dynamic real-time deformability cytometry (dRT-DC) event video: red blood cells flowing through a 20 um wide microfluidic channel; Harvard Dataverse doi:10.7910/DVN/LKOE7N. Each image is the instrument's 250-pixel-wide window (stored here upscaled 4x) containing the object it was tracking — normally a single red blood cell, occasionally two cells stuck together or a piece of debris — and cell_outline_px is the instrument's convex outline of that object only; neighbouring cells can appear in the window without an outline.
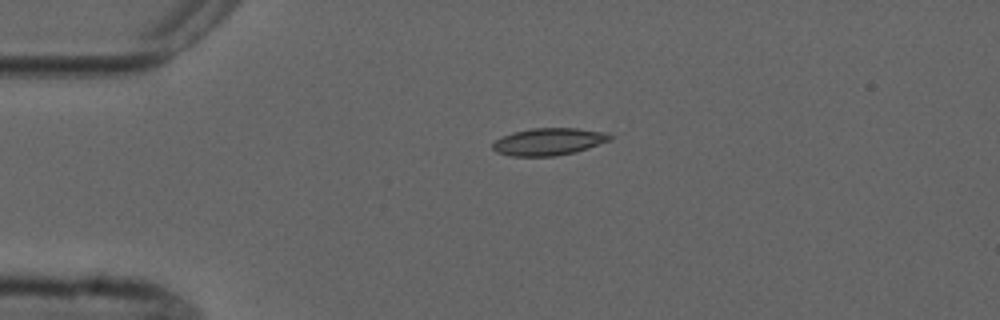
{"species": "common noctule bat (a hibernating species)", "species_latin": "Nyctalus noctula", "temperature_condition": "cold", "stored_images_in_passage": 4, "camera_frame_rate_fps": 3000, "um_per_image_px": 0.085, "animal": {"sex": "male", "forearm_length_mm": 52.5}, "frame": {"image": 1, "passage_image": 4, "time_ms": 3.667, "image_size_px": [1000, 320], "cell_outline_px": [[612, 140], [576, 152], [552, 156], [512, 156], [496, 152], [492, 148], [492, 144], [496, 140], [512, 132], [532, 128], [576, 128], [608, 132], [612, 136]], "centroid_in_image_um": [46.67, 12.03], "position_along_channel_um": 38.3, "area_um2": 18.67}}